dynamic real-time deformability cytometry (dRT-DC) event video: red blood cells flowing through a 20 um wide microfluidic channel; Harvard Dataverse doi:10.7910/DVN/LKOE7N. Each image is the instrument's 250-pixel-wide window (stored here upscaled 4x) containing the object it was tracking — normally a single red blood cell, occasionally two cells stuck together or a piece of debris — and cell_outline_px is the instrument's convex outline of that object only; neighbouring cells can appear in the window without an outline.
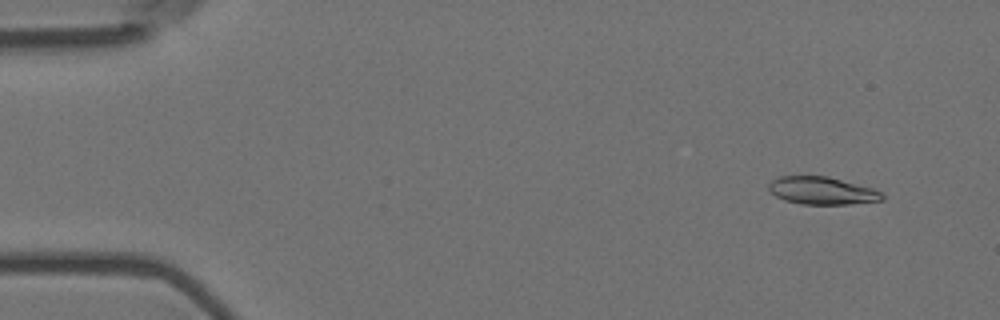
{"species": "Egyptian fruit bat (a non-hibernating species)", "species_latin": "Rousettus aegyptiacus", "temperature_condition": "room temperature", "stored_images_in_passage": 6, "camera_frame_rate_fps": 3000, "um_per_image_px": 0.085, "animal": {"sex": "female"}, "frame": {"image": 1, "passage_image": 2, "time_ms": 0.333, "image_size_px": [1000, 320], "cell_outline_px": [[884, 200], [848, 204], [800, 204], [784, 200], [776, 196], [768, 188], [768, 184], [772, 180], [780, 176], [828, 176], [872, 188], [880, 192], [884, 196]], "centroid_in_image_um": [69.86, 16.21], "position_along_channel_um": 15.1, "area_um2": 18.15}}